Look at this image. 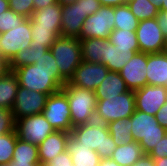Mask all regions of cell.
Returning a JSON list of instances; mask_svg holds the SVG:
<instances>
[{"mask_svg": "<svg viewBox=\"0 0 167 166\" xmlns=\"http://www.w3.org/2000/svg\"><path fill=\"white\" fill-rule=\"evenodd\" d=\"M13 72L18 78L19 86L47 95L59 92L67 83L59 74L56 60L50 50L41 54L35 64L20 66Z\"/></svg>", "mask_w": 167, "mask_h": 166, "instance_id": "1", "label": "cell"}, {"mask_svg": "<svg viewBox=\"0 0 167 166\" xmlns=\"http://www.w3.org/2000/svg\"><path fill=\"white\" fill-rule=\"evenodd\" d=\"M70 135L78 144L96 151L101 159L110 158L117 147L107 124L96 120L73 127Z\"/></svg>", "mask_w": 167, "mask_h": 166, "instance_id": "2", "label": "cell"}, {"mask_svg": "<svg viewBox=\"0 0 167 166\" xmlns=\"http://www.w3.org/2000/svg\"><path fill=\"white\" fill-rule=\"evenodd\" d=\"M61 90L66 94L69 102L73 127L95 120L97 105L95 91L71 85L69 82Z\"/></svg>", "mask_w": 167, "mask_h": 166, "instance_id": "3", "label": "cell"}, {"mask_svg": "<svg viewBox=\"0 0 167 166\" xmlns=\"http://www.w3.org/2000/svg\"><path fill=\"white\" fill-rule=\"evenodd\" d=\"M129 120L132 138L139 143L144 154H149L167 134V129L158 123L155 116L145 112L135 110Z\"/></svg>", "mask_w": 167, "mask_h": 166, "instance_id": "4", "label": "cell"}, {"mask_svg": "<svg viewBox=\"0 0 167 166\" xmlns=\"http://www.w3.org/2000/svg\"><path fill=\"white\" fill-rule=\"evenodd\" d=\"M56 60L59 74L67 81L83 61L81 43L76 37L59 36L49 49Z\"/></svg>", "mask_w": 167, "mask_h": 166, "instance_id": "5", "label": "cell"}, {"mask_svg": "<svg viewBox=\"0 0 167 166\" xmlns=\"http://www.w3.org/2000/svg\"><path fill=\"white\" fill-rule=\"evenodd\" d=\"M136 110L135 95L133 90L122 94L105 97V100H97L95 120L103 123L130 118Z\"/></svg>", "mask_w": 167, "mask_h": 166, "instance_id": "6", "label": "cell"}, {"mask_svg": "<svg viewBox=\"0 0 167 166\" xmlns=\"http://www.w3.org/2000/svg\"><path fill=\"white\" fill-rule=\"evenodd\" d=\"M42 114L55 131L71 133L73 126L69 102L66 94L62 90L49 95Z\"/></svg>", "mask_w": 167, "mask_h": 166, "instance_id": "7", "label": "cell"}, {"mask_svg": "<svg viewBox=\"0 0 167 166\" xmlns=\"http://www.w3.org/2000/svg\"><path fill=\"white\" fill-rule=\"evenodd\" d=\"M17 137L34 145H39L55 130L43 114L15 119Z\"/></svg>", "mask_w": 167, "mask_h": 166, "instance_id": "8", "label": "cell"}, {"mask_svg": "<svg viewBox=\"0 0 167 166\" xmlns=\"http://www.w3.org/2000/svg\"><path fill=\"white\" fill-rule=\"evenodd\" d=\"M114 19V7L101 6L97 12L85 19L77 38L109 39L110 33L114 30Z\"/></svg>", "mask_w": 167, "mask_h": 166, "instance_id": "9", "label": "cell"}, {"mask_svg": "<svg viewBox=\"0 0 167 166\" xmlns=\"http://www.w3.org/2000/svg\"><path fill=\"white\" fill-rule=\"evenodd\" d=\"M31 37L30 18H27L18 27L0 34V54L10 62L19 51L30 47Z\"/></svg>", "mask_w": 167, "mask_h": 166, "instance_id": "10", "label": "cell"}, {"mask_svg": "<svg viewBox=\"0 0 167 166\" xmlns=\"http://www.w3.org/2000/svg\"><path fill=\"white\" fill-rule=\"evenodd\" d=\"M135 33L140 52L147 54L164 52L165 35L158 26L156 18L139 21Z\"/></svg>", "mask_w": 167, "mask_h": 166, "instance_id": "11", "label": "cell"}, {"mask_svg": "<svg viewBox=\"0 0 167 166\" xmlns=\"http://www.w3.org/2000/svg\"><path fill=\"white\" fill-rule=\"evenodd\" d=\"M49 95L19 86L12 112L14 119L41 114Z\"/></svg>", "mask_w": 167, "mask_h": 166, "instance_id": "12", "label": "cell"}, {"mask_svg": "<svg viewBox=\"0 0 167 166\" xmlns=\"http://www.w3.org/2000/svg\"><path fill=\"white\" fill-rule=\"evenodd\" d=\"M108 72V68L102 63L82 61L75 69L74 75L69 80V83L80 88L95 91Z\"/></svg>", "mask_w": 167, "mask_h": 166, "instance_id": "13", "label": "cell"}, {"mask_svg": "<svg viewBox=\"0 0 167 166\" xmlns=\"http://www.w3.org/2000/svg\"><path fill=\"white\" fill-rule=\"evenodd\" d=\"M147 53L137 52L119 71L129 90H138L147 85Z\"/></svg>", "mask_w": 167, "mask_h": 166, "instance_id": "14", "label": "cell"}, {"mask_svg": "<svg viewBox=\"0 0 167 166\" xmlns=\"http://www.w3.org/2000/svg\"><path fill=\"white\" fill-rule=\"evenodd\" d=\"M136 110L155 116L158 110L167 102L165 86L145 85L135 90Z\"/></svg>", "mask_w": 167, "mask_h": 166, "instance_id": "15", "label": "cell"}, {"mask_svg": "<svg viewBox=\"0 0 167 166\" xmlns=\"http://www.w3.org/2000/svg\"><path fill=\"white\" fill-rule=\"evenodd\" d=\"M88 17L82 9V2L62 6L61 36L78 37L82 24Z\"/></svg>", "mask_w": 167, "mask_h": 166, "instance_id": "16", "label": "cell"}, {"mask_svg": "<svg viewBox=\"0 0 167 166\" xmlns=\"http://www.w3.org/2000/svg\"><path fill=\"white\" fill-rule=\"evenodd\" d=\"M70 133L66 131H54L38 145L39 162L44 166L56 155L67 150V141Z\"/></svg>", "mask_w": 167, "mask_h": 166, "instance_id": "17", "label": "cell"}, {"mask_svg": "<svg viewBox=\"0 0 167 166\" xmlns=\"http://www.w3.org/2000/svg\"><path fill=\"white\" fill-rule=\"evenodd\" d=\"M147 85L167 87V53L147 54Z\"/></svg>", "mask_w": 167, "mask_h": 166, "instance_id": "18", "label": "cell"}, {"mask_svg": "<svg viewBox=\"0 0 167 166\" xmlns=\"http://www.w3.org/2000/svg\"><path fill=\"white\" fill-rule=\"evenodd\" d=\"M67 150L71 155L73 166H99L101 158L96 151L85 145H80L69 135Z\"/></svg>", "mask_w": 167, "mask_h": 166, "instance_id": "19", "label": "cell"}, {"mask_svg": "<svg viewBox=\"0 0 167 166\" xmlns=\"http://www.w3.org/2000/svg\"><path fill=\"white\" fill-rule=\"evenodd\" d=\"M137 52L140 51L118 49L107 39L104 42V55L100 63L105 65L109 71L119 72Z\"/></svg>", "mask_w": 167, "mask_h": 166, "instance_id": "20", "label": "cell"}, {"mask_svg": "<svg viewBox=\"0 0 167 166\" xmlns=\"http://www.w3.org/2000/svg\"><path fill=\"white\" fill-rule=\"evenodd\" d=\"M10 164L11 166H41L38 146L17 138Z\"/></svg>", "mask_w": 167, "mask_h": 166, "instance_id": "21", "label": "cell"}, {"mask_svg": "<svg viewBox=\"0 0 167 166\" xmlns=\"http://www.w3.org/2000/svg\"><path fill=\"white\" fill-rule=\"evenodd\" d=\"M128 90L120 73L109 71L104 80L95 89V95L97 100H105V97H113Z\"/></svg>", "mask_w": 167, "mask_h": 166, "instance_id": "22", "label": "cell"}, {"mask_svg": "<svg viewBox=\"0 0 167 166\" xmlns=\"http://www.w3.org/2000/svg\"><path fill=\"white\" fill-rule=\"evenodd\" d=\"M30 27L32 33V47L45 46L50 49L51 45L61 36V27H45L39 26L30 18Z\"/></svg>", "mask_w": 167, "mask_h": 166, "instance_id": "23", "label": "cell"}, {"mask_svg": "<svg viewBox=\"0 0 167 166\" xmlns=\"http://www.w3.org/2000/svg\"><path fill=\"white\" fill-rule=\"evenodd\" d=\"M143 155L144 152L139 143L131 141L117 146L110 158L120 166H132Z\"/></svg>", "mask_w": 167, "mask_h": 166, "instance_id": "24", "label": "cell"}, {"mask_svg": "<svg viewBox=\"0 0 167 166\" xmlns=\"http://www.w3.org/2000/svg\"><path fill=\"white\" fill-rule=\"evenodd\" d=\"M39 26L61 27L62 5L57 2L42 9L36 10L30 17Z\"/></svg>", "mask_w": 167, "mask_h": 166, "instance_id": "25", "label": "cell"}, {"mask_svg": "<svg viewBox=\"0 0 167 166\" xmlns=\"http://www.w3.org/2000/svg\"><path fill=\"white\" fill-rule=\"evenodd\" d=\"M18 88V78L13 71L0 77V107L12 109Z\"/></svg>", "mask_w": 167, "mask_h": 166, "instance_id": "26", "label": "cell"}, {"mask_svg": "<svg viewBox=\"0 0 167 166\" xmlns=\"http://www.w3.org/2000/svg\"><path fill=\"white\" fill-rule=\"evenodd\" d=\"M81 43V53L83 61L90 63H100L104 55V42L107 39L86 38L79 39Z\"/></svg>", "mask_w": 167, "mask_h": 166, "instance_id": "27", "label": "cell"}, {"mask_svg": "<svg viewBox=\"0 0 167 166\" xmlns=\"http://www.w3.org/2000/svg\"><path fill=\"white\" fill-rule=\"evenodd\" d=\"M108 131L116 146L134 141L131 135V121L129 118H122L107 124Z\"/></svg>", "mask_w": 167, "mask_h": 166, "instance_id": "28", "label": "cell"}, {"mask_svg": "<svg viewBox=\"0 0 167 166\" xmlns=\"http://www.w3.org/2000/svg\"><path fill=\"white\" fill-rule=\"evenodd\" d=\"M114 29L136 31L139 20L131 12L127 4L114 7Z\"/></svg>", "mask_w": 167, "mask_h": 166, "instance_id": "29", "label": "cell"}, {"mask_svg": "<svg viewBox=\"0 0 167 166\" xmlns=\"http://www.w3.org/2000/svg\"><path fill=\"white\" fill-rule=\"evenodd\" d=\"M109 40L118 49L140 51L135 31L114 29Z\"/></svg>", "mask_w": 167, "mask_h": 166, "instance_id": "30", "label": "cell"}, {"mask_svg": "<svg viewBox=\"0 0 167 166\" xmlns=\"http://www.w3.org/2000/svg\"><path fill=\"white\" fill-rule=\"evenodd\" d=\"M47 50L49 49L45 46L41 47L30 46L22 51H19L10 61V70L13 71L14 69L20 66L35 64L37 62L38 57L41 54H44Z\"/></svg>", "mask_w": 167, "mask_h": 166, "instance_id": "31", "label": "cell"}, {"mask_svg": "<svg viewBox=\"0 0 167 166\" xmlns=\"http://www.w3.org/2000/svg\"><path fill=\"white\" fill-rule=\"evenodd\" d=\"M127 5L139 21L155 18L160 10L150 0H134Z\"/></svg>", "mask_w": 167, "mask_h": 166, "instance_id": "32", "label": "cell"}, {"mask_svg": "<svg viewBox=\"0 0 167 166\" xmlns=\"http://www.w3.org/2000/svg\"><path fill=\"white\" fill-rule=\"evenodd\" d=\"M17 138L15 130L0 135V164L8 163L12 160Z\"/></svg>", "mask_w": 167, "mask_h": 166, "instance_id": "33", "label": "cell"}, {"mask_svg": "<svg viewBox=\"0 0 167 166\" xmlns=\"http://www.w3.org/2000/svg\"><path fill=\"white\" fill-rule=\"evenodd\" d=\"M27 18L19 15L10 8L0 14V34L9 31L13 27H18Z\"/></svg>", "mask_w": 167, "mask_h": 166, "instance_id": "34", "label": "cell"}, {"mask_svg": "<svg viewBox=\"0 0 167 166\" xmlns=\"http://www.w3.org/2000/svg\"><path fill=\"white\" fill-rule=\"evenodd\" d=\"M9 8L19 15L30 18L34 12L33 0H9Z\"/></svg>", "mask_w": 167, "mask_h": 166, "instance_id": "35", "label": "cell"}, {"mask_svg": "<svg viewBox=\"0 0 167 166\" xmlns=\"http://www.w3.org/2000/svg\"><path fill=\"white\" fill-rule=\"evenodd\" d=\"M15 130V119L11 109L0 107V135Z\"/></svg>", "mask_w": 167, "mask_h": 166, "instance_id": "36", "label": "cell"}, {"mask_svg": "<svg viewBox=\"0 0 167 166\" xmlns=\"http://www.w3.org/2000/svg\"><path fill=\"white\" fill-rule=\"evenodd\" d=\"M44 166H73L71 155L68 150L56 155L51 161L47 162Z\"/></svg>", "mask_w": 167, "mask_h": 166, "instance_id": "37", "label": "cell"}, {"mask_svg": "<svg viewBox=\"0 0 167 166\" xmlns=\"http://www.w3.org/2000/svg\"><path fill=\"white\" fill-rule=\"evenodd\" d=\"M153 159L167 157V134L155 145L154 149L149 153Z\"/></svg>", "mask_w": 167, "mask_h": 166, "instance_id": "38", "label": "cell"}, {"mask_svg": "<svg viewBox=\"0 0 167 166\" xmlns=\"http://www.w3.org/2000/svg\"><path fill=\"white\" fill-rule=\"evenodd\" d=\"M78 2H82L84 14H87L88 16L97 12L101 7L99 0H78Z\"/></svg>", "mask_w": 167, "mask_h": 166, "instance_id": "39", "label": "cell"}, {"mask_svg": "<svg viewBox=\"0 0 167 166\" xmlns=\"http://www.w3.org/2000/svg\"><path fill=\"white\" fill-rule=\"evenodd\" d=\"M155 18L157 20L158 26L162 30V33L166 35L167 34V11L159 10Z\"/></svg>", "mask_w": 167, "mask_h": 166, "instance_id": "40", "label": "cell"}, {"mask_svg": "<svg viewBox=\"0 0 167 166\" xmlns=\"http://www.w3.org/2000/svg\"><path fill=\"white\" fill-rule=\"evenodd\" d=\"M155 118L162 127L167 129V102L161 106V108L155 114Z\"/></svg>", "mask_w": 167, "mask_h": 166, "instance_id": "41", "label": "cell"}, {"mask_svg": "<svg viewBox=\"0 0 167 166\" xmlns=\"http://www.w3.org/2000/svg\"><path fill=\"white\" fill-rule=\"evenodd\" d=\"M132 166H155L154 159L149 154H144Z\"/></svg>", "mask_w": 167, "mask_h": 166, "instance_id": "42", "label": "cell"}, {"mask_svg": "<svg viewBox=\"0 0 167 166\" xmlns=\"http://www.w3.org/2000/svg\"><path fill=\"white\" fill-rule=\"evenodd\" d=\"M10 62L0 54V77L10 72Z\"/></svg>", "mask_w": 167, "mask_h": 166, "instance_id": "43", "label": "cell"}, {"mask_svg": "<svg viewBox=\"0 0 167 166\" xmlns=\"http://www.w3.org/2000/svg\"><path fill=\"white\" fill-rule=\"evenodd\" d=\"M34 11L47 7L49 5L57 3V0H33Z\"/></svg>", "mask_w": 167, "mask_h": 166, "instance_id": "44", "label": "cell"}, {"mask_svg": "<svg viewBox=\"0 0 167 166\" xmlns=\"http://www.w3.org/2000/svg\"><path fill=\"white\" fill-rule=\"evenodd\" d=\"M101 6H112L117 7L119 5L126 4V0H99Z\"/></svg>", "mask_w": 167, "mask_h": 166, "instance_id": "45", "label": "cell"}, {"mask_svg": "<svg viewBox=\"0 0 167 166\" xmlns=\"http://www.w3.org/2000/svg\"><path fill=\"white\" fill-rule=\"evenodd\" d=\"M150 1L154 6H156L160 10L167 11V0H150Z\"/></svg>", "mask_w": 167, "mask_h": 166, "instance_id": "46", "label": "cell"}, {"mask_svg": "<svg viewBox=\"0 0 167 166\" xmlns=\"http://www.w3.org/2000/svg\"><path fill=\"white\" fill-rule=\"evenodd\" d=\"M99 166H120V165L111 158H106V159H101Z\"/></svg>", "mask_w": 167, "mask_h": 166, "instance_id": "47", "label": "cell"}, {"mask_svg": "<svg viewBox=\"0 0 167 166\" xmlns=\"http://www.w3.org/2000/svg\"><path fill=\"white\" fill-rule=\"evenodd\" d=\"M9 9V0H0V14Z\"/></svg>", "mask_w": 167, "mask_h": 166, "instance_id": "48", "label": "cell"}, {"mask_svg": "<svg viewBox=\"0 0 167 166\" xmlns=\"http://www.w3.org/2000/svg\"><path fill=\"white\" fill-rule=\"evenodd\" d=\"M155 166H167V157L154 159Z\"/></svg>", "mask_w": 167, "mask_h": 166, "instance_id": "49", "label": "cell"}, {"mask_svg": "<svg viewBox=\"0 0 167 166\" xmlns=\"http://www.w3.org/2000/svg\"><path fill=\"white\" fill-rule=\"evenodd\" d=\"M78 0H57V2H59L62 6L63 5H70L72 3L77 2Z\"/></svg>", "mask_w": 167, "mask_h": 166, "instance_id": "50", "label": "cell"}, {"mask_svg": "<svg viewBox=\"0 0 167 166\" xmlns=\"http://www.w3.org/2000/svg\"><path fill=\"white\" fill-rule=\"evenodd\" d=\"M164 52L167 53V34L165 35V50H164Z\"/></svg>", "mask_w": 167, "mask_h": 166, "instance_id": "51", "label": "cell"}, {"mask_svg": "<svg viewBox=\"0 0 167 166\" xmlns=\"http://www.w3.org/2000/svg\"><path fill=\"white\" fill-rule=\"evenodd\" d=\"M0 166H11V164H10V162H8V163H2V164H0Z\"/></svg>", "mask_w": 167, "mask_h": 166, "instance_id": "52", "label": "cell"}, {"mask_svg": "<svg viewBox=\"0 0 167 166\" xmlns=\"http://www.w3.org/2000/svg\"><path fill=\"white\" fill-rule=\"evenodd\" d=\"M131 1H134V0H126V4H127L128 2H131Z\"/></svg>", "mask_w": 167, "mask_h": 166, "instance_id": "53", "label": "cell"}]
</instances>
